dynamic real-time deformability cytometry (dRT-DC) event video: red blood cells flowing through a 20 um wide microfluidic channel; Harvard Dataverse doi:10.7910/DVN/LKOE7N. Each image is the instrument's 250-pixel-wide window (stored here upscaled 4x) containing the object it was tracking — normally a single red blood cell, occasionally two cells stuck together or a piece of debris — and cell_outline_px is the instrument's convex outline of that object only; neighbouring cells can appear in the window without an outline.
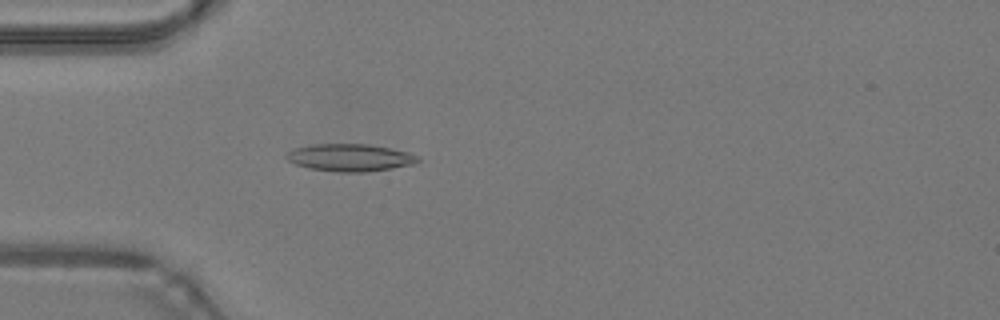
{"species": "common noctule bat (a hibernating species)", "species_latin": "Nyctalus noctula", "temperature_condition": "warm", "stored_images_in_passage": 33, "segment_of_instrument_passage": [1, 2], "camera_frame_rate_fps": 3000, "um_per_image_px": 0.085, "animal": {"sex": "male", "body_mass_g": 19.2, "forearm_length_mm": 51.8}, "frame": {"image": 1, "passage_image": 6, "time_ms": 1.667, "image_size_px": [1000, 320], "cell_outline_px": [[420, 160], [416, 164], [392, 168], [364, 172], [340, 172], [312, 168], [296, 164], [288, 160], [284, 156], [288, 152], [296, 148], [312, 144], [368, 144], [408, 152], [420, 156]], "centroid_in_image_um": [29.79, 13.39], "position_along_channel_um": 55.2, "area_um2": 20.81}}
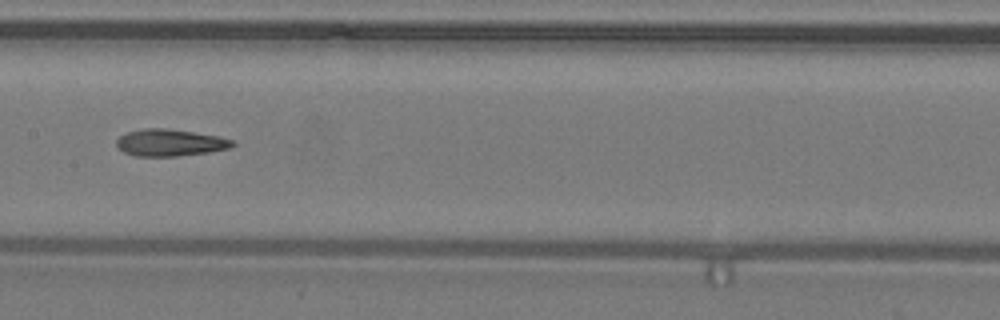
{"frame": {"image": 2, "passage_image": 16, "time_ms": 5.0, "image_size_px": [1000, 320], "cell_outline_px": [[236, 144], [228, 148], [208, 152], [176, 156], [136, 156], [124, 152], [116, 144], [116, 140], [120, 136], [128, 132], [144, 128], [168, 128], [220, 136], [232, 140]], "centroid_in_image_um": [14.45, 12.12], "position_along_channel_um": 192.9, "area_um2": 18.09}}
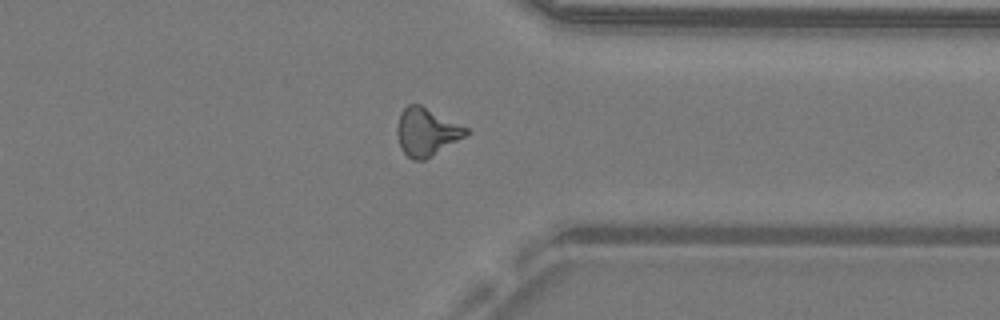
{"frame": {"image": 3, "passage_image": 29, "time_ms": 9.333, "image_size_px": [1000, 320], "cell_outline_px": [[468, 132], [464, 136], [424, 160], [412, 160], [400, 148], [396, 132], [396, 128], [400, 112], [408, 104], [420, 104], [468, 128]], "centroid_in_image_um": [36.2, 11.2], "position_along_channel_um": 375.2, "area_um2": 18.96}}